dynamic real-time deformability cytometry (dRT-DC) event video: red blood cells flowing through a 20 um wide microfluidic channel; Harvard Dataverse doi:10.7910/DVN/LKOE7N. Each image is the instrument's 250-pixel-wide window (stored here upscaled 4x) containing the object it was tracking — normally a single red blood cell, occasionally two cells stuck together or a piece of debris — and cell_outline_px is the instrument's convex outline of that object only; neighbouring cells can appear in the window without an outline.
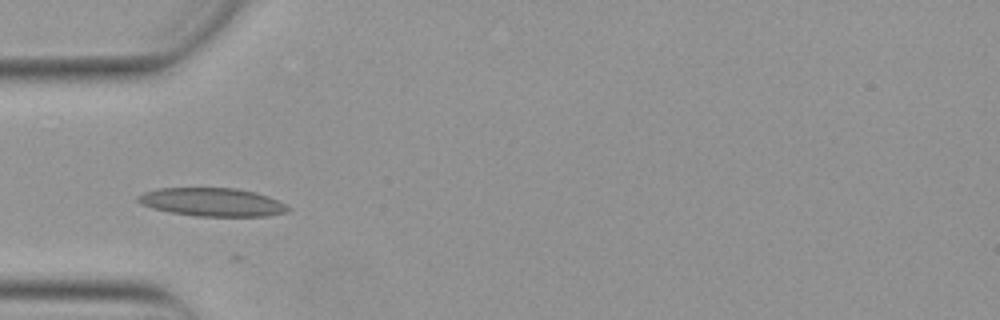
{"species": "Egyptian fruit bat (a non-hibernating species)", "species_latin": "Rousettus aegyptiacus", "temperature_condition": "warm", "stored_images_in_passage": 15, "camera_frame_rate_fps": 3000, "um_per_image_px": 0.085, "animal": {"sex": "female"}, "frame": {"image": 1, "passage_image": 7, "time_ms": 2.0, "image_size_px": [1000, 320], "cell_outline_px": [[292, 208], [288, 212], [268, 216], [196, 216], [168, 212], [152, 208], [140, 204], [136, 200], [136, 196], [144, 192], [156, 188], [236, 188], [256, 192], [268, 196]], "centroid_in_image_um": [18.01, 17.18], "position_along_channel_um": 67.0, "area_um2": 24.97}}
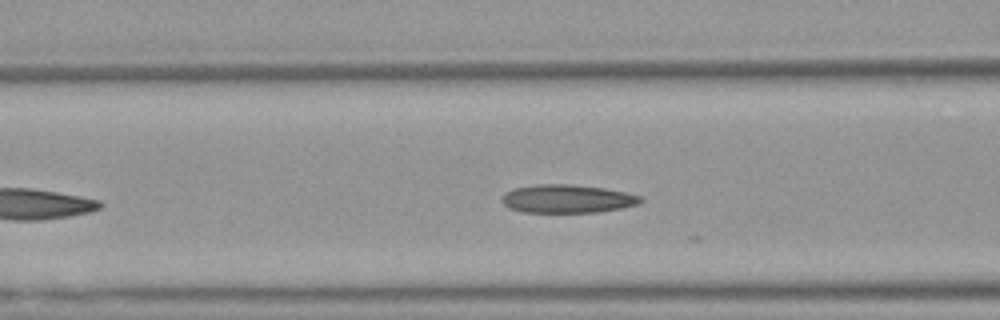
{"frame": {"image": 2, "passage_image": 11, "time_ms": 3.333, "image_size_px": [1000, 320], "cell_outline_px": [[644, 200], [640, 204], [600, 212], [520, 212], [508, 208], [500, 200], [504, 192], [512, 188], [536, 184], [568, 184], [604, 188], [644, 196]], "centroid_in_image_um": [48.2, 16.89], "position_along_channel_um": 118.4, "area_um2": 23.18}}